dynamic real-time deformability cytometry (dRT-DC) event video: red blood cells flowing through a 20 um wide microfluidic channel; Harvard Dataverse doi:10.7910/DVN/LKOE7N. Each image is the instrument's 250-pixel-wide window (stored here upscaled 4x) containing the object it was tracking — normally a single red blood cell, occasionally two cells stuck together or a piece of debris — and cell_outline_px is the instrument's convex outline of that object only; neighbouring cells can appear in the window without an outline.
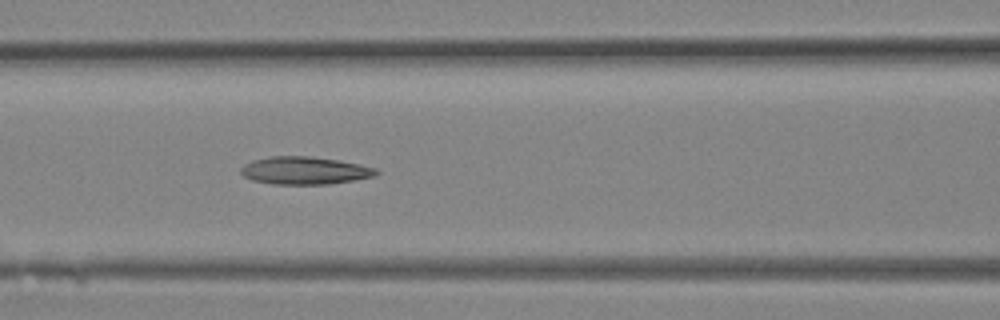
{"species": "Egyptian fruit bat (a non-hibernating species)", "species_latin": "Rousettus aegyptiacus", "temperature_condition": "room temperature", "stored_images_in_passage": 13, "camera_frame_rate_fps": 3000, "um_per_image_px": 0.085, "animal": {"sex": "female"}, "frame": {"image": 1, "passage_image": 13, "time_ms": 4.0, "image_size_px": [1000, 320], "cell_outline_px": [[380, 172], [376, 176], [356, 180], [328, 184], [272, 184], [252, 180], [244, 176], [240, 172], [240, 168], [244, 164], [252, 160], [272, 156], [308, 156], [340, 160], [360, 164], [376, 168]], "centroid_in_image_um": [25.92, 14.49], "position_along_channel_um": 140.7, "area_um2": 22.02}}